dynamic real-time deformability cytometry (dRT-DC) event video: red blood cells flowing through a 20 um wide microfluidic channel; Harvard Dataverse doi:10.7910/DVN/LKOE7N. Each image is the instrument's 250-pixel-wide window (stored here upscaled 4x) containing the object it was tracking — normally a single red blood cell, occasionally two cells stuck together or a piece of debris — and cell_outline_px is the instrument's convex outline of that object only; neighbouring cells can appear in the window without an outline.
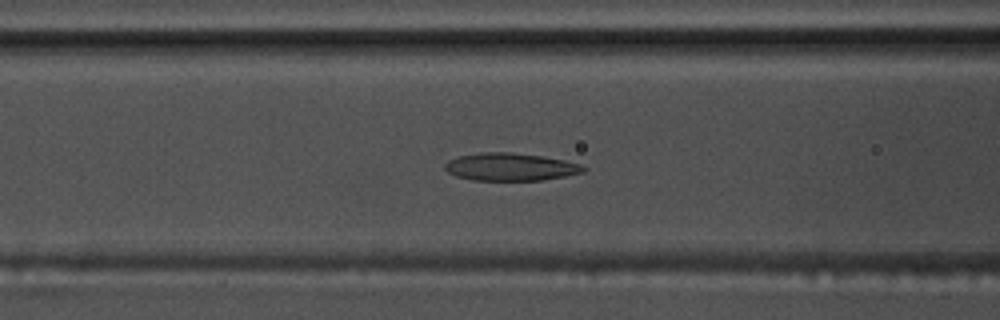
{"species": "common noctule bat (a hibernating species)", "species_latin": "Nyctalus noctula", "temperature_condition": "warm", "stored_images_in_passage": 55, "camera_frame_rate_fps": 3000, "um_per_image_px": 0.085, "animal": {"sex": "male", "body_mass_g": 17.5, "forearm_length_mm": 52.3}, "frame": {"image": 1, "passage_image": 22, "time_ms": 7.0, "image_size_px": [1000, 320], "cell_outline_px": [[588, 168], [584, 172], [564, 176], [540, 180], [472, 180], [456, 176], [448, 172], [444, 168], [444, 164], [448, 160], [460, 156], [480, 152], [512, 152], [544, 156], [564, 160], [580, 164]], "centroid_in_image_um": [43.38, 14.18], "position_along_channel_um": 123.2, "area_um2": 22.37}}
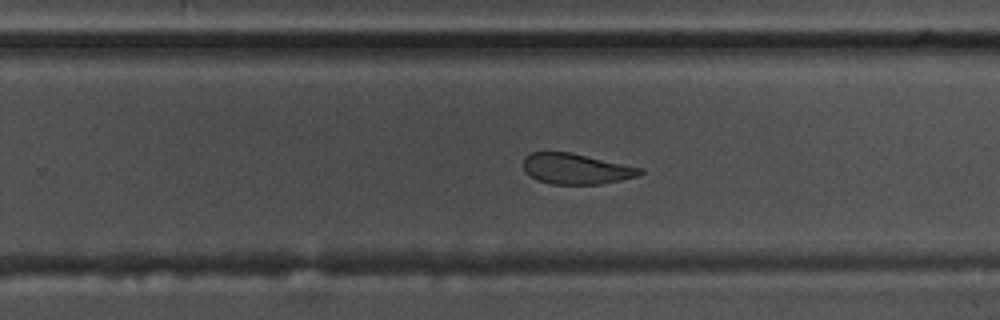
{"frame": {"image": 2, "passage_image": 35, "time_ms": 11.333, "image_size_px": [1000, 320], "cell_outline_px": [[644, 172], [640, 176], [600, 184], [552, 184], [536, 180], [524, 172], [524, 156], [532, 152], [568, 152], [644, 168]], "centroid_in_image_um": [48.97, 14.36], "position_along_channel_um": 280.8, "area_um2": 20.87}}
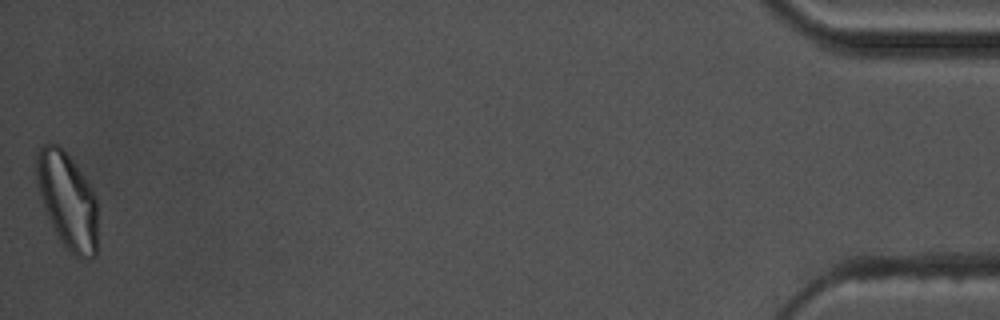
{"frame": {"image": 3, "passage_image": 55, "time_ms": 18.0, "image_size_px": [1000, 320], "cell_outline_px": [[96, 256], [84, 260], [76, 256], [60, 240], [44, 208], [40, 196], [36, 180], [36, 152], [44, 144], [56, 144], [68, 156], [92, 188], [96, 196]], "centroid_in_image_um": [5.72, 17.05], "position_along_channel_um": 429.5, "area_um2": 33.7}, "authors_computed_cell_mechanics": {"area_um2": 24.5072, "velocity_mm_per_s": 3.6475, "shape_relaxation_time_tau1_ms": 4.8828, "shape_relaxation_time_tau2_ms": 2.158, "deformation_change_tau1": 0.1634, "deformation_change_tau2": 0.0718}}